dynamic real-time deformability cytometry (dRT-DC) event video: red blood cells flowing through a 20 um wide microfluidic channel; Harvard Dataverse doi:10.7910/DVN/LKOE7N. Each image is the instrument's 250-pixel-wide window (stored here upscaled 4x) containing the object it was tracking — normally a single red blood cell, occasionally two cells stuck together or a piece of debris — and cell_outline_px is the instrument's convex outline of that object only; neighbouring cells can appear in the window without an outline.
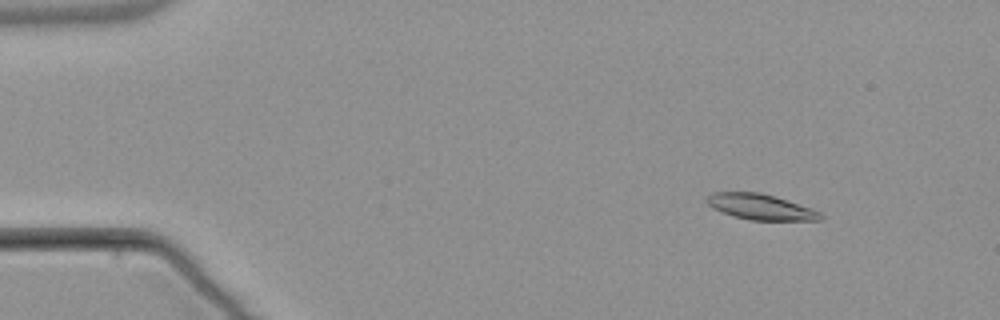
{"species": "common noctule bat (a hibernating species)", "species_latin": "Nyctalus noctula", "temperature_condition": "warm", "stored_images_in_passage": 5, "camera_frame_rate_fps": 3000, "um_per_image_px": 0.085, "animal": {"sex": "male", "body_mass_g": 21.5, "forearm_length_mm": 52.0}, "frame": {"image": 1, "passage_image": 1, "time_ms": 0.0, "image_size_px": [1000, 320], "cell_outline_px": [[824, 220], [748, 220], [732, 216], [712, 208], [704, 200], [712, 192], [760, 192], [776, 196], [812, 208], [820, 212], [824, 216]], "centroid_in_image_um": [64.65, 17.58], "position_along_channel_um": 20.3, "area_um2": 17.22}}
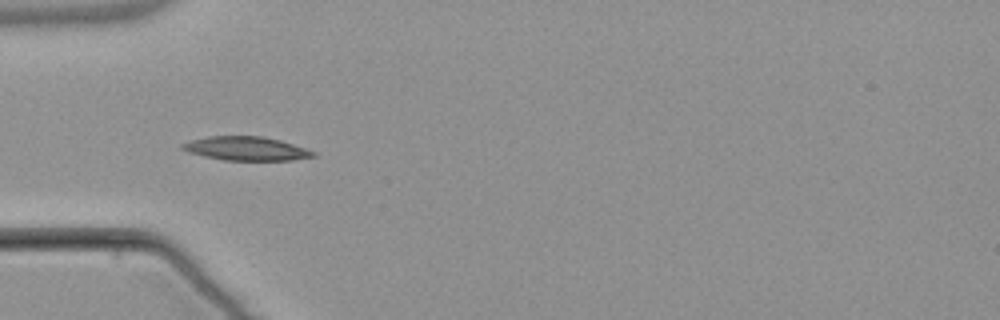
{"frame": {"image": 2, "passage_image": 4, "time_ms": 3.667, "image_size_px": [1000, 320], "cell_outline_px": [[316, 156], [292, 160], [224, 160], [204, 156], [188, 152], [180, 148], [180, 144], [188, 140], [208, 136], [264, 136], [280, 140], [316, 152]], "centroid_in_image_um": [20.87, 12.62], "position_along_channel_um": 64.1, "area_um2": 18.21}}
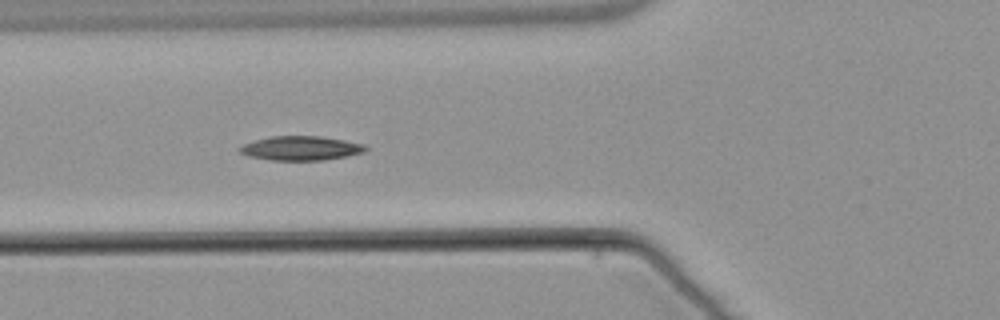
{"frame": {"image": 3, "passage_image": 5, "time_ms": 4.667, "image_size_px": [1000, 320], "cell_outline_px": [[368, 148], [364, 152], [348, 156], [324, 160], [272, 160], [248, 156], [240, 152], [236, 148], [244, 144], [256, 140], [272, 136], [320, 136], [344, 140], [364, 144]], "centroid_in_image_um": [25.58, 12.6], "position_along_channel_um": 100.2, "area_um2": 17.74}}